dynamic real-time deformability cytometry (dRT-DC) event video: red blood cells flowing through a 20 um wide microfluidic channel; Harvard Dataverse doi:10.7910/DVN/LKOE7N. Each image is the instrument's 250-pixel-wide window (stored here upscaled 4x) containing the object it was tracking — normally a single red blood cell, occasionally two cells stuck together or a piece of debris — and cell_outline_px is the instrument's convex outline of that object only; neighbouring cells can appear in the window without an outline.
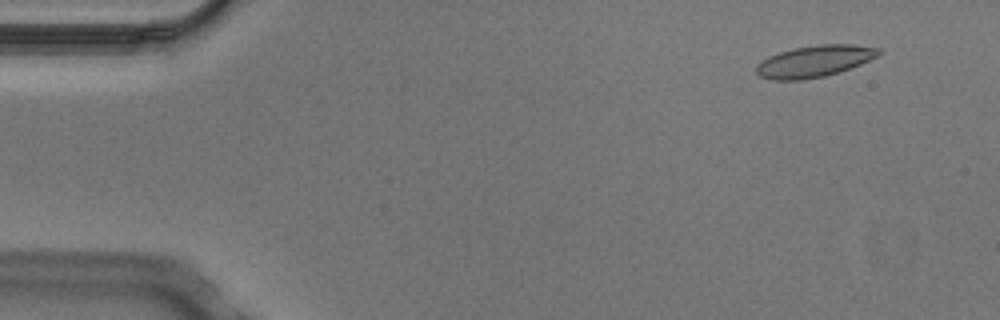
{"species": "Egyptian fruit bat (a non-hibernating species)", "species_latin": "Rousettus aegyptiacus", "temperature_condition": "cold", "stored_images_in_passage": 4, "camera_frame_rate_fps": 3000, "um_per_image_px": 0.085, "animal": {"sex": "male"}, "frame": {"image": 1, "passage_image": 2, "time_ms": 0.333, "image_size_px": [1000, 320], "cell_outline_px": [[884, 52], [880, 56], [860, 64], [824, 76], [804, 80], [772, 80], [760, 76], [756, 72], [756, 64], [768, 56], [780, 52], [796, 48], [816, 44], [852, 44], [880, 48]], "centroid_in_image_um": [69.25, 5.2], "position_along_channel_um": 15.8, "area_um2": 22.6}}
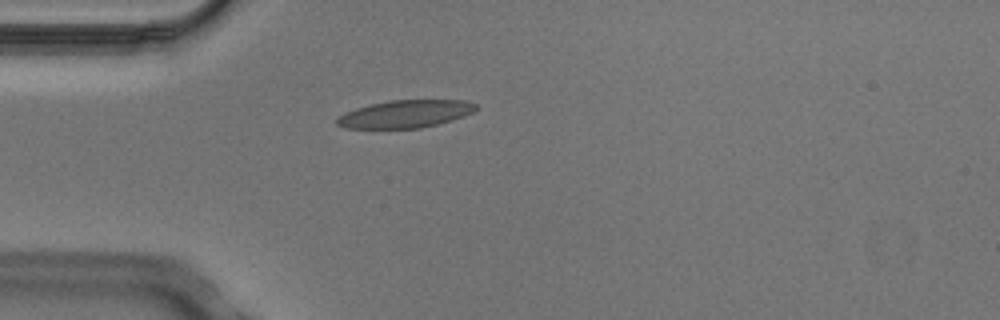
{"frame": {"image": 2, "passage_image": 4, "time_ms": 1.0, "image_size_px": [1000, 320], "cell_outline_px": [[476, 108], [472, 112], [464, 116], [452, 120], [420, 128], [344, 128], [336, 124], [336, 116], [344, 112], [356, 108], [388, 100], [464, 100], [476, 104]], "centroid_in_image_um": [34.4, 9.68], "position_along_channel_um": 50.6, "area_um2": 22.31}}